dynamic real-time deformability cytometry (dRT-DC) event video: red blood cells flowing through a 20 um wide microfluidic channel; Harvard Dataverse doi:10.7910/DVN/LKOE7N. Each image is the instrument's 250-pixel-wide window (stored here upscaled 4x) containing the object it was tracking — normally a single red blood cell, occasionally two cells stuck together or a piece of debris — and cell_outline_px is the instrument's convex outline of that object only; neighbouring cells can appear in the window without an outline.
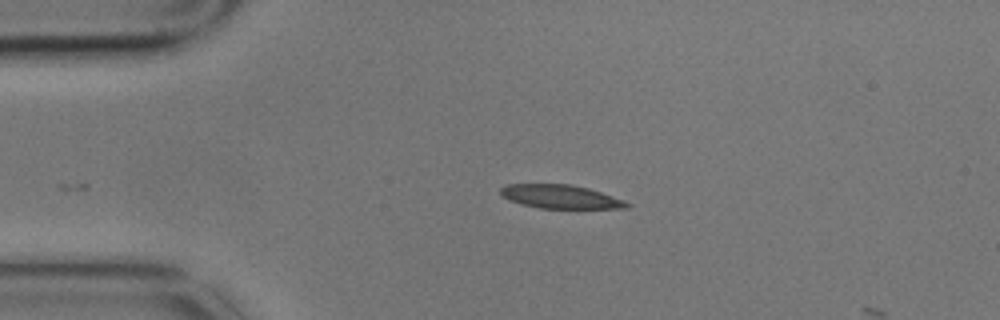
{"species": "common noctule bat (a hibernating species)", "species_latin": "Nyctalus noctula", "temperature_condition": "cold", "stored_images_in_passage": 5, "camera_frame_rate_fps": 3000, "um_per_image_px": 0.085, "animal": {"sex": "male", "body_mass_g": 17.9}, "frame": {"image": 1, "passage_image": 5, "time_ms": 1.333, "image_size_px": [1000, 320], "cell_outline_px": [[632, 204], [628, 208], [540, 208], [524, 204], [500, 196], [500, 188], [508, 184], [572, 184], [588, 188], [624, 200]], "centroid_in_image_um": [47.66, 16.71], "position_along_channel_um": 37.3, "area_um2": 17.22}}